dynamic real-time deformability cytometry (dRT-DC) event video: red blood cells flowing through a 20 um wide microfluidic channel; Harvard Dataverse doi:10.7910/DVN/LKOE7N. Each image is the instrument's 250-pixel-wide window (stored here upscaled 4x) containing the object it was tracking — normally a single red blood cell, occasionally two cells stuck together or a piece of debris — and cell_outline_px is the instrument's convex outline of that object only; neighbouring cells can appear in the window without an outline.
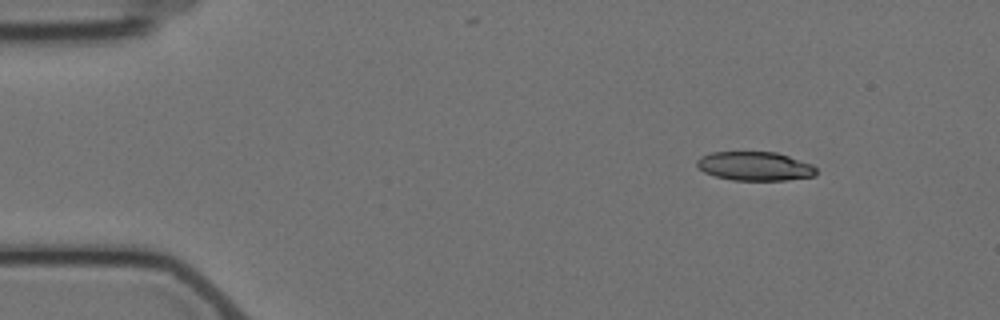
{"species": "Egyptian fruit bat (a non-hibernating species)", "species_latin": "Rousettus aegyptiacus", "temperature_condition": "cold", "stored_images_in_passage": 5, "segment_of_instrument_passage": [1, 2], "camera_frame_rate_fps": 3000, "um_per_image_px": 0.085, "animal": {"sex": "female"}, "frame": {"image": 1, "passage_image": 1, "time_ms": 0.0, "image_size_px": [1000, 320], "cell_outline_px": [[816, 176], [784, 180], [732, 180], [716, 176], [704, 172], [696, 164], [696, 160], [700, 156], [712, 152], [776, 152], [812, 164], [816, 168]], "centroid_in_image_um": [64.16, 14.12], "position_along_channel_um": 20.8, "area_um2": 20.06}}